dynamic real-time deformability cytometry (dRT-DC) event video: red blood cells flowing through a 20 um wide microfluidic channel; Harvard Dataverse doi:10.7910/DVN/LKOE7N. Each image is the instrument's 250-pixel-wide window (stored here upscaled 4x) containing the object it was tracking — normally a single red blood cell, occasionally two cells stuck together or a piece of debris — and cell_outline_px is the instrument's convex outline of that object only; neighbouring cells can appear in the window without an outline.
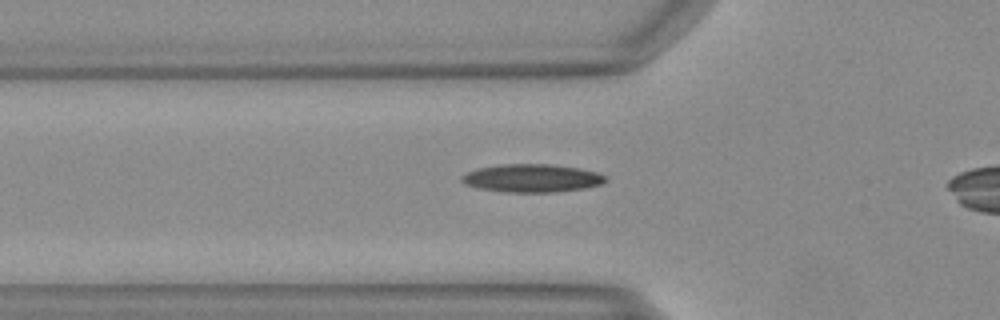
{"species": "Egyptian fruit bat (a non-hibernating species)", "species_latin": "Rousettus aegyptiacus", "temperature_condition": "warm", "stored_images_in_passage": 28, "camera_frame_rate_fps": 3000, "um_per_image_px": 0.085, "animal": {"sex": "female"}, "frame": {"image": 1, "passage_image": 4, "time_ms": 1.0, "image_size_px": [1000, 320], "cell_outline_px": [[604, 180], [600, 184], [580, 188], [552, 192], [508, 192], [480, 188], [464, 184], [460, 180], [460, 176], [476, 168], [500, 164], [548, 164], [580, 168], [596, 172], [604, 176]], "centroid_in_image_um": [45.12, 15.13], "position_along_channel_um": 80.7, "area_um2": 23.18}}
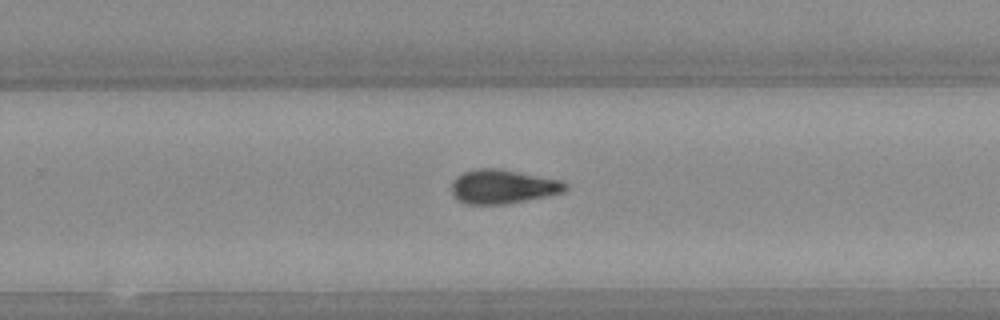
{"frame": {"image": 2, "passage_image": 19, "time_ms": 6.0, "image_size_px": [1000, 320], "cell_outline_px": [[568, 188], [564, 192], [504, 204], [464, 204], [456, 200], [452, 192], [452, 180], [456, 176], [464, 172], [476, 168], [500, 168], [560, 180], [568, 184]], "centroid_in_image_um": [42.7, 15.85], "position_along_channel_um": 287.1, "area_um2": 22.6}}
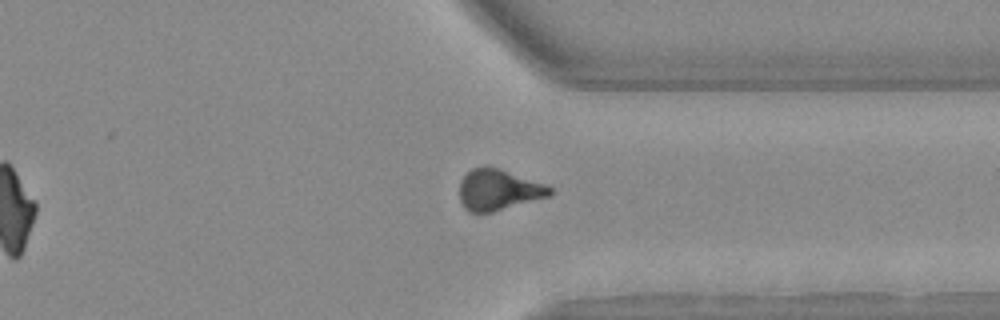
{"frame": {"image": 3, "passage_image": 25, "time_ms": 8.0, "image_size_px": [1000, 320], "cell_outline_px": [[552, 192], [548, 196], [492, 212], [468, 212], [464, 208], [460, 200], [460, 180], [472, 168], [484, 164], [488, 164], [500, 168], [544, 184], [552, 188]], "centroid_in_image_um": [42.31, 16.1], "position_along_channel_um": 369.1, "area_um2": 21.56}}